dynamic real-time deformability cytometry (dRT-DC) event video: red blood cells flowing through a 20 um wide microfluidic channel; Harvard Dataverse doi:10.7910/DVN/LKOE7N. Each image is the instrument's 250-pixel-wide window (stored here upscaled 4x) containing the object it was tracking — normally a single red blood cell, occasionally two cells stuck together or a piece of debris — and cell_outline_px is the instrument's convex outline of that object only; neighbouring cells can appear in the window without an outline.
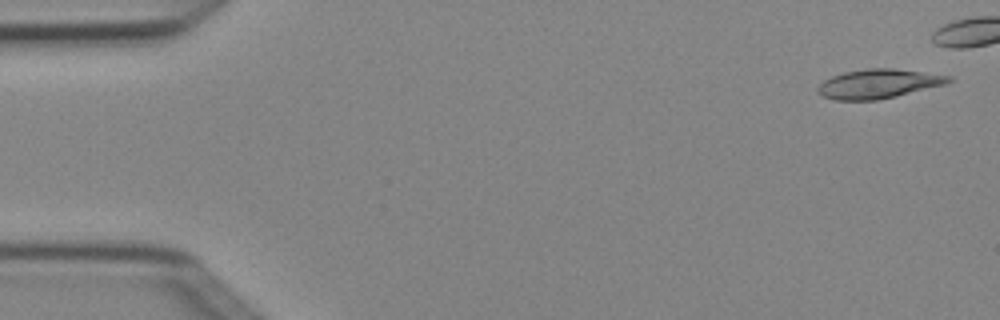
{"species": "Egyptian fruit bat (a non-hibernating species)", "species_latin": "Rousettus aegyptiacus", "temperature_condition": "cold", "stored_images_in_passage": 4, "camera_frame_rate_fps": 3000, "um_per_image_px": 0.085, "animal": {"sex": "female"}, "frame": {"image": 1, "passage_image": 1, "time_ms": 0.0, "image_size_px": [1000, 320], "cell_outline_px": [[952, 80], [948, 84], [896, 96], [876, 100], [836, 100], [824, 96], [816, 92], [816, 88], [824, 80], [832, 76], [844, 72], [868, 68], [892, 68], [952, 76]], "centroid_in_image_um": [74.67, 7.12], "position_along_channel_um": 10.3, "area_um2": 22.25}}